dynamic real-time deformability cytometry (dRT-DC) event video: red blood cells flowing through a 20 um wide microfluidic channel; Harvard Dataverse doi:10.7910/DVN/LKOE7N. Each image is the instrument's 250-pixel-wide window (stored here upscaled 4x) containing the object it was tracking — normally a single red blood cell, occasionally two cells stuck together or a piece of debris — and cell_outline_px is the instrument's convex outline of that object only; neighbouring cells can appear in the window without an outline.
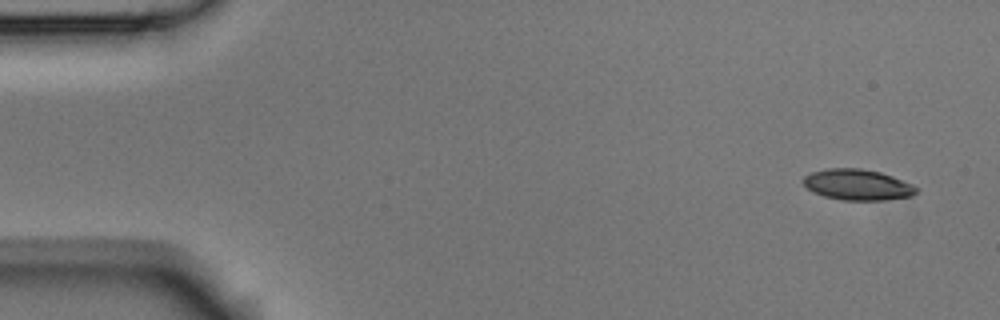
{"species": "Egyptian fruit bat (a non-hibernating species)", "species_latin": "Rousettus aegyptiacus", "temperature_condition": "room temperature", "stored_images_in_passage": 4, "camera_frame_rate_fps": 3000, "um_per_image_px": 0.085, "animal": {"sex": "male"}, "frame": {"image": 1, "passage_image": 1, "time_ms": 0.0, "image_size_px": [1000, 320], "cell_outline_px": [[916, 192], [912, 196], [884, 200], [844, 200], [824, 196], [812, 192], [800, 180], [804, 176], [812, 172], [828, 168], [860, 168], [880, 172], [892, 176], [912, 184], [916, 188]], "centroid_in_image_um": [72.85, 15.69], "position_along_channel_um": 12.1, "area_um2": 20.29}}